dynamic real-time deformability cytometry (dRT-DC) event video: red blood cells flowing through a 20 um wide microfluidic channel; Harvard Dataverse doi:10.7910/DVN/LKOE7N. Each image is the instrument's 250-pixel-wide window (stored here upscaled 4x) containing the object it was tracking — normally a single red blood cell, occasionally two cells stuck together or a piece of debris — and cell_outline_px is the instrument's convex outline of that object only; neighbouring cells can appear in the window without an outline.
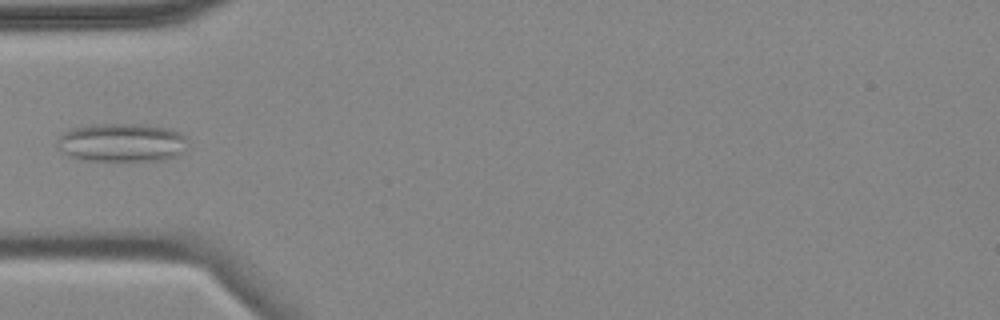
{"species": "common noctule bat (a hibernating species)", "species_latin": "Nyctalus noctula", "temperature_condition": "cold", "stored_images_in_passage": 6, "camera_frame_rate_fps": 3000, "um_per_image_px": 0.085, "animal": {"sex": "female", "body_mass_g": 18.4}, "frame": {"image": 1, "passage_image": 6, "time_ms": 5.667, "image_size_px": [1000, 320], "cell_outline_px": [[184, 148], [176, 156], [164, 160], [88, 160], [68, 156], [56, 148], [56, 144], [60, 136], [64, 132], [72, 128], [92, 124], [140, 124], [168, 128], [180, 132], [184, 136]], "centroid_in_image_um": [10.29, 12.11], "position_along_channel_um": 74.7, "area_um2": 29.07}}